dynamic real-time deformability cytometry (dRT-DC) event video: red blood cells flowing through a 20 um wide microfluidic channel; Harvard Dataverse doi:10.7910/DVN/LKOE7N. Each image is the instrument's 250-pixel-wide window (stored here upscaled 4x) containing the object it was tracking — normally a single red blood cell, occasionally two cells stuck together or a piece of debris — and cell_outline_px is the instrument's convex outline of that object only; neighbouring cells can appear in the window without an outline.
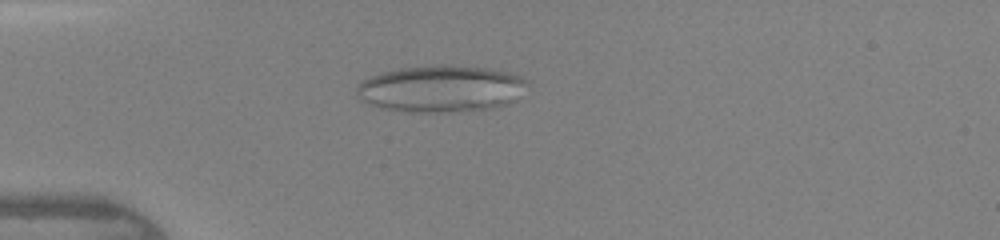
{"species": "human", "species_latin": "Homo sapiens", "temperature_condition": "warm", "stored_images_in_passage": 40, "camera_frame_rate_fps": 3000, "um_per_image_px": 0.085, "donor": {"sex": "female"}, "frame": {"image": 1, "passage_image": 8, "time_ms": 2.333, "image_size_px": [1000, 240], "cell_outline_px": [[528, 84], [512, 100], [504, 104], [488, 108], [452, 112], [408, 112], [380, 108], [368, 104], [360, 100], [356, 96], [356, 88], [364, 80], [372, 76], [384, 72], [400, 68], [440, 64], [448, 64], [488, 68], [520, 76], [528, 80]], "centroid_in_image_um": [37.42, 7.54], "position_along_channel_um": 47.6, "area_um2": 46.3}}
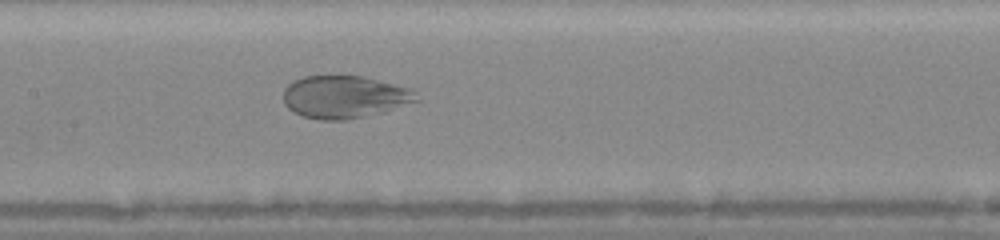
{"frame": {"image": 2, "passage_image": 18, "time_ms": 5.667, "image_size_px": [1000, 240], "cell_outline_px": [[420, 100], [380, 112], [364, 116], [344, 120], [320, 120], [304, 116], [292, 112], [284, 104], [284, 88], [292, 80], [304, 76], [364, 76], [408, 88], [416, 92]], "centroid_in_image_um": [29.23, 8.23], "position_along_channel_um": 178.2, "area_um2": 32.83}}
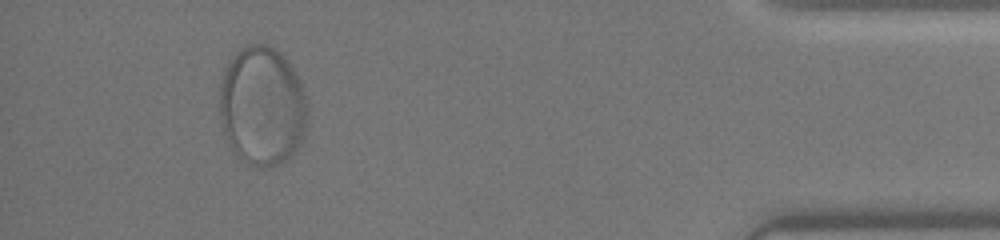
{"frame": {"image": 3, "passage_image": 37, "time_ms": 12.0, "image_size_px": [1000, 240], "cell_outline_px": [[304, 136], [300, 144], [292, 156], [284, 164], [272, 168], [260, 168], [248, 164], [236, 156], [228, 144], [220, 124], [220, 80], [224, 68], [232, 56], [240, 48], [248, 44], [268, 44], [280, 52], [292, 64], [300, 80], [304, 96]], "centroid_in_image_um": [22.25, 9.04], "position_along_channel_um": 413.0, "area_um2": 61.96}}